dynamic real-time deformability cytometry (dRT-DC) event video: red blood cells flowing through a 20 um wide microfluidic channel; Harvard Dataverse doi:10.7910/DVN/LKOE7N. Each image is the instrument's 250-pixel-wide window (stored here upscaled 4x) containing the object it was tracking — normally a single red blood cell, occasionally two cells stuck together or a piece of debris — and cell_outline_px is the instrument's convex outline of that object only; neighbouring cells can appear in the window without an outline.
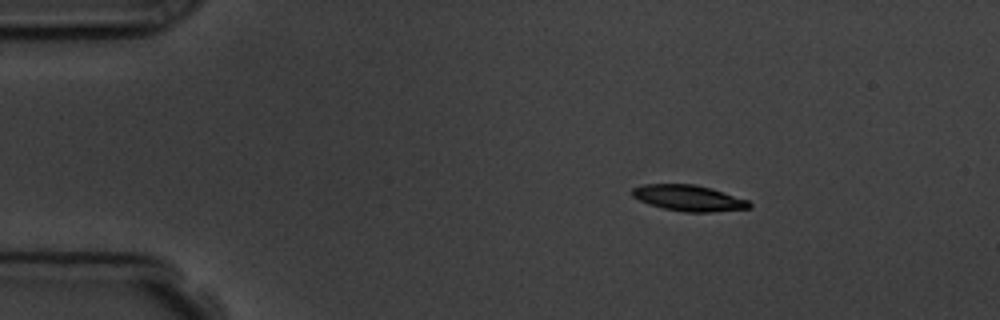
{"species": "common noctule bat (a hibernating species)", "species_latin": "Nyctalus noctula", "temperature_condition": "room temperature", "stored_images_in_passage": 3, "camera_frame_rate_fps": 3000, "um_per_image_px": 0.085, "animal": {"sex": "male", "body_mass_g": 19.5, "forearm_length_mm": 54.6}, "frame": {"image": 1, "passage_image": 1, "time_ms": 0.0, "image_size_px": [1000, 320], "cell_outline_px": [[752, 208], [712, 212], [684, 212], [664, 208], [648, 204], [632, 196], [632, 188], [644, 184], [696, 184], [712, 188], [748, 200], [752, 204]], "centroid_in_image_um": [58.56, 16.83], "position_along_channel_um": 26.4, "area_um2": 17.8}}